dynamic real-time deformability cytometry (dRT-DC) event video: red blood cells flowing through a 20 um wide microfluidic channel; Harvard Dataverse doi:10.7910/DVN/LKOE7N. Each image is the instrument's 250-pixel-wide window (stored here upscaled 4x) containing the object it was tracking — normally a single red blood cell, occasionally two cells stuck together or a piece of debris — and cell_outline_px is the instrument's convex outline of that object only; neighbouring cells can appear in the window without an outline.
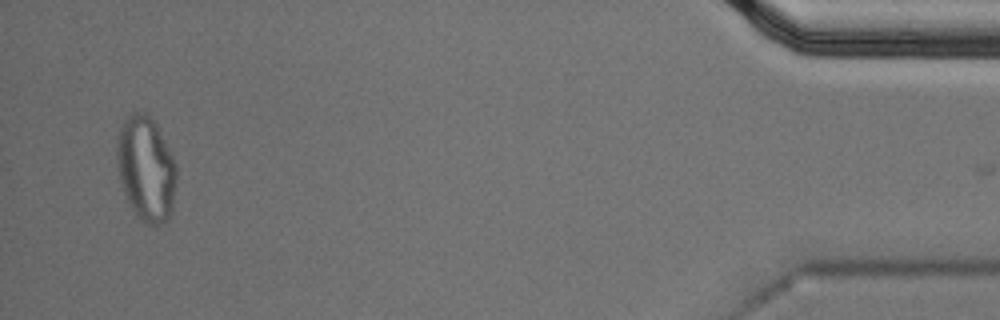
{"species": "Egyptian fruit bat (a non-hibernating species)", "species_latin": "Rousettus aegyptiacus", "temperature_condition": "cold", "stored_images_in_passage": 47, "segment_of_instrument_passage": [2, 2], "camera_frame_rate_fps": 3000, "um_per_image_px": 0.085, "animal": {"sex": "male"}, "frame": {"image": 1, "passage_image": 46, "time_ms": 15.0, "image_size_px": [1000, 320], "cell_outline_px": [[176, 180], [172, 212], [168, 220], [156, 228], [144, 224], [136, 216], [124, 192], [120, 180], [116, 156], [116, 144], [120, 128], [124, 120], [132, 112], [144, 112], [156, 124], [176, 164]], "centroid_in_image_um": [12.42, 14.4], "position_along_channel_um": 422.8, "area_um2": 36.59}}